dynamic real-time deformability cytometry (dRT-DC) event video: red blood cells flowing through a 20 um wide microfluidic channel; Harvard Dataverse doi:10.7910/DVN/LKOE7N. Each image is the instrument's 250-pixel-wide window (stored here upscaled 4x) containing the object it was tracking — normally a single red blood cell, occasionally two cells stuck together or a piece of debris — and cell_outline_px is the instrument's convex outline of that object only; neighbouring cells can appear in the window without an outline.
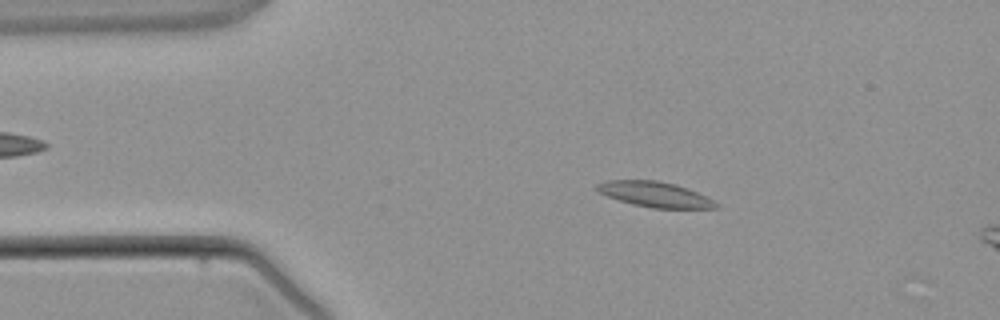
{"species": "common noctule bat (a hibernating species)", "species_latin": "Nyctalus noctula", "temperature_condition": "warm", "stored_images_in_passage": 4, "camera_frame_rate_fps": 3000, "um_per_image_px": 0.085, "animal": {"sex": "male", "body_mass_g": 21.5, "forearm_length_mm": 52.0}, "frame": {"image": 1, "passage_image": 3, "time_ms": 2.333, "image_size_px": [1000, 320], "cell_outline_px": [[720, 208], [652, 208], [632, 204], [608, 196], [600, 192], [596, 188], [596, 184], [608, 180], [656, 180], [676, 184], [688, 188], [720, 204]], "centroid_in_image_um": [55.69, 16.52], "position_along_channel_um": 29.3, "area_um2": 17.4}}
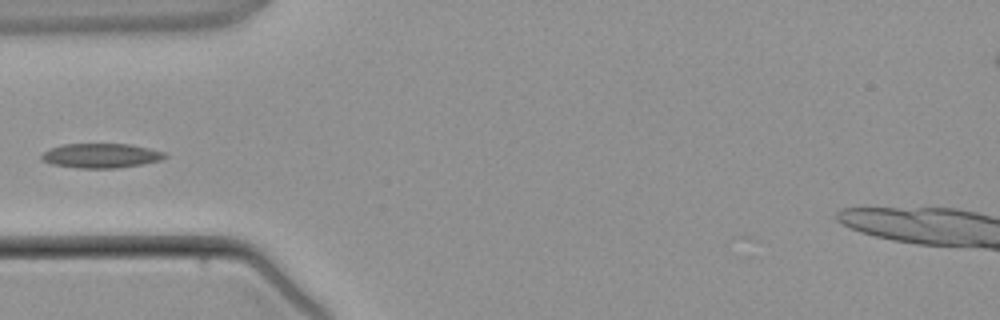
{"frame": {"image": 2, "passage_image": 4, "time_ms": 4.333, "image_size_px": [1000, 320], "cell_outline_px": [[168, 156], [160, 160], [140, 164], [116, 168], [76, 168], [52, 164], [40, 160], [40, 156], [44, 152], [52, 148], [64, 144], [128, 144], [148, 148], [164, 152]], "centroid_in_image_um": [8.55, 13.23], "position_along_channel_um": 76.4, "area_um2": 17.46}}